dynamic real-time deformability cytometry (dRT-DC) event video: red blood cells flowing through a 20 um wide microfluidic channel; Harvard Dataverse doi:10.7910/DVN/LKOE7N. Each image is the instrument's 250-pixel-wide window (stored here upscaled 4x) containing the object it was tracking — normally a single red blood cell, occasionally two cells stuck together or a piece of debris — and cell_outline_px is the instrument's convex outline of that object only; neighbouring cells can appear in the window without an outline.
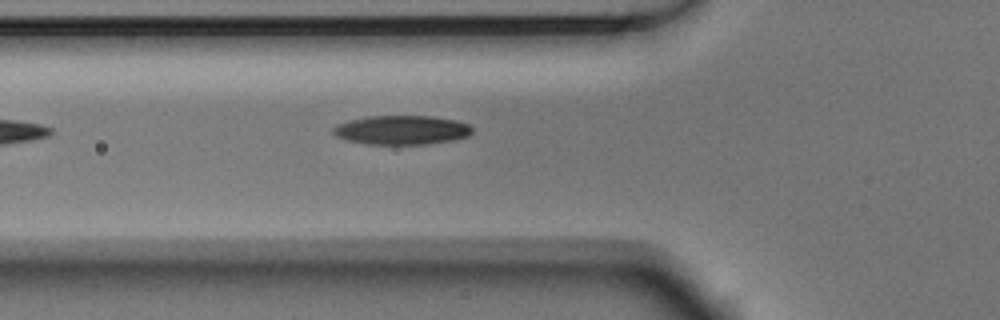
{"species": "Egyptian fruit bat (a non-hibernating species)", "species_latin": "Rousettus aegyptiacus", "temperature_condition": "room temperature", "stored_images_in_passage": 6, "camera_frame_rate_fps": 3000, "um_per_image_px": 0.085, "animal": {"sex": "male"}, "frame": {"image": 1, "passage_image": 6, "time_ms": 1.667, "image_size_px": [1000, 320], "cell_outline_px": [[472, 132], [468, 136], [452, 140], [428, 144], [368, 144], [348, 140], [336, 136], [332, 132], [332, 128], [336, 124], [368, 116], [432, 116], [456, 120], [468, 124], [472, 128]], "centroid_in_image_um": [34.15, 11.05], "position_along_channel_um": 91.7, "area_um2": 23.52}}